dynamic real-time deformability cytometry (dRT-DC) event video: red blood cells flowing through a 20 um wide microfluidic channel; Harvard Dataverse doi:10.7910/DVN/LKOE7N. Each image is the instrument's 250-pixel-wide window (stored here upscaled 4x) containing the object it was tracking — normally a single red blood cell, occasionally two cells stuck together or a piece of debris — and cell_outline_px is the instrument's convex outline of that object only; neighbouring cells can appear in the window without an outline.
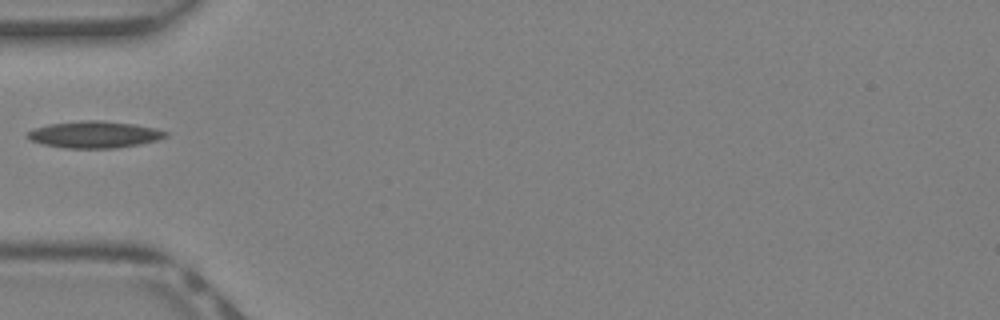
{"species": "Egyptian fruit bat (a non-hibernating species)", "species_latin": "Rousettus aegyptiacus", "temperature_condition": "warm", "stored_images_in_passage": 17, "camera_frame_rate_fps": 3000, "um_per_image_px": 0.085, "animal": {"sex": "female"}, "frame": {"image": 1, "passage_image": 1, "time_ms": 0.0, "image_size_px": [1000, 320], "cell_outline_px": [[168, 136], [156, 140], [140, 144], [116, 148], [64, 148], [44, 144], [28, 140], [24, 136], [28, 132], [36, 128], [48, 124], [84, 120], [100, 120], [132, 124], [156, 128], [168, 132]], "centroid_in_image_um": [8.01, 11.44], "position_along_channel_um": 77.0, "area_um2": 21.56}}
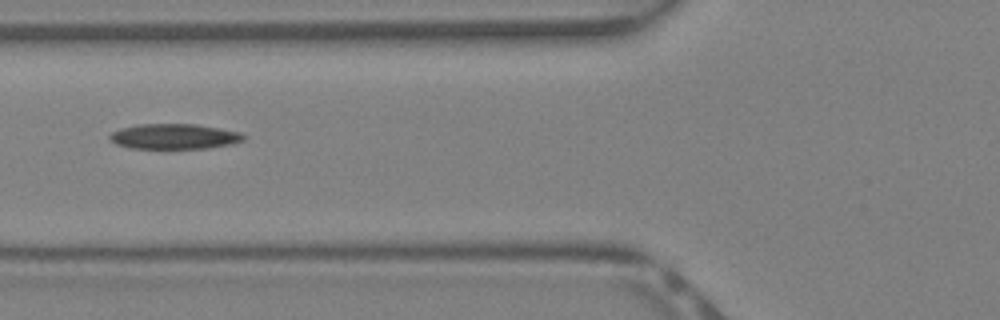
{"frame": {"image": 2, "passage_image": 3, "time_ms": 0.667, "image_size_px": [1000, 320], "cell_outline_px": [[248, 136], [244, 140], [232, 144], [208, 148], [128, 148], [116, 144], [108, 136], [112, 132], [124, 128], [140, 124], [196, 124], [220, 128], [240, 132]], "centroid_in_image_um": [14.87, 11.6], "position_along_channel_um": 110.9, "area_um2": 19.65}}